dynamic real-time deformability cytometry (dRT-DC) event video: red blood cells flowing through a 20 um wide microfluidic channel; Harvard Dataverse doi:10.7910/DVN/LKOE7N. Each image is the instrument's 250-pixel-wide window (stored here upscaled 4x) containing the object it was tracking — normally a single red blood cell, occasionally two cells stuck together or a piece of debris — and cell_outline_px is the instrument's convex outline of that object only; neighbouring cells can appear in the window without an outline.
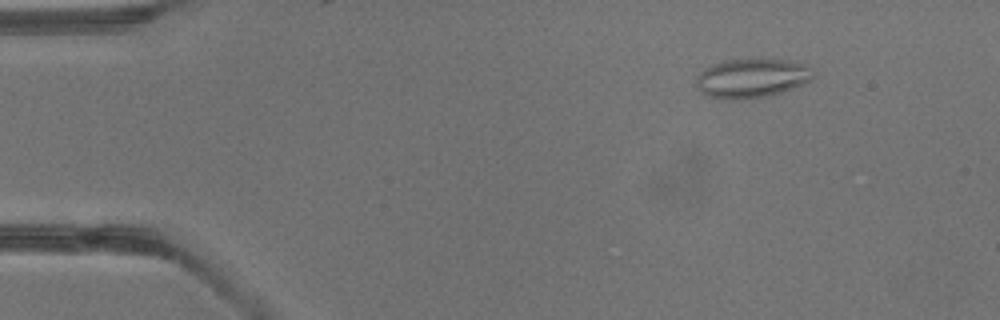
{"species": "common noctule bat (a hibernating species)", "species_latin": "Nyctalus noctula", "temperature_condition": "warm", "stored_images_in_passage": 4, "camera_frame_rate_fps": 3000, "um_per_image_px": 0.085, "animal": {"sex": "male", "body_mass_g": 13.3}, "frame": {"image": 1, "passage_image": 2, "time_ms": 0.333, "image_size_px": [1000, 320], "cell_outline_px": [[816, 72], [812, 80], [792, 88], [780, 92], [760, 96], [708, 96], [700, 92], [696, 84], [696, 76], [704, 68], [712, 64], [724, 60], [752, 56], [788, 60], [808, 64]], "centroid_in_image_um": [63.96, 6.52], "position_along_channel_um": 21.0, "area_um2": 26.7}}
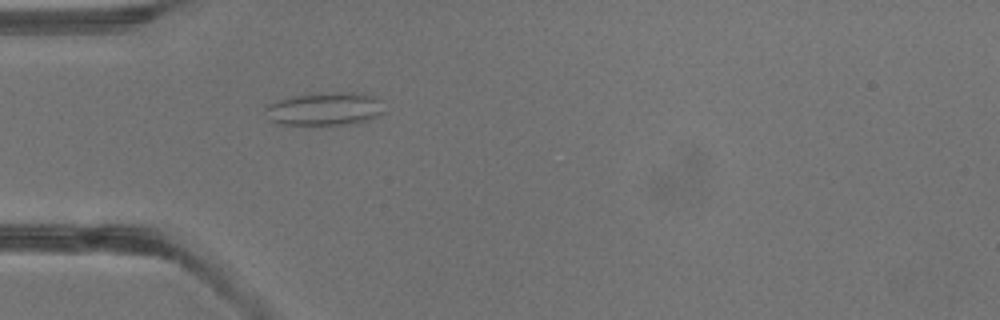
{"frame": {"image": 2, "passage_image": 4, "time_ms": 1.0, "image_size_px": [1000, 320], "cell_outline_px": [[384, 112], [376, 116], [356, 124], [276, 124], [268, 120], [264, 108], [268, 104], [276, 100], [292, 96], [340, 92], [360, 92], [372, 96], [380, 100]], "centroid_in_image_um": [27.57, 9.26], "position_along_channel_um": 57.4, "area_um2": 22.89}}